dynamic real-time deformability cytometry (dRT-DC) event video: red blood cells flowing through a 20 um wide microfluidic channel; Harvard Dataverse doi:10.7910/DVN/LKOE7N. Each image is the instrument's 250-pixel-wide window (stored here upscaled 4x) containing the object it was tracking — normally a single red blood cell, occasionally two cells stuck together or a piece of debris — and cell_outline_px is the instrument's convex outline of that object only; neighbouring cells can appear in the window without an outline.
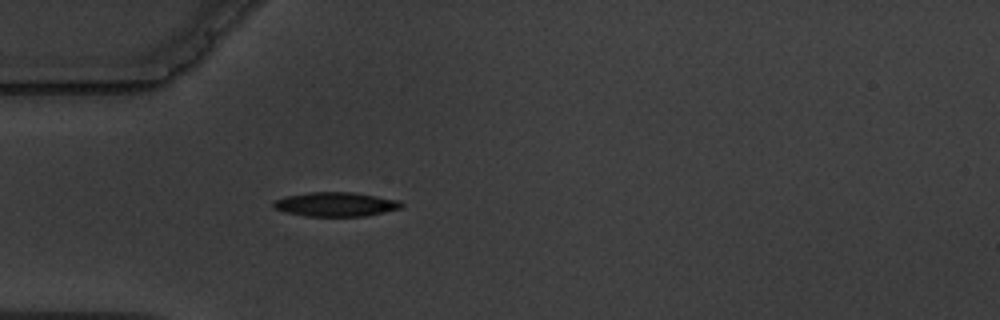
{"species": "common noctule bat (a hibernating species)", "species_latin": "Nyctalus noctula", "temperature_condition": "warm", "stored_images_in_passage": 4, "camera_frame_rate_fps": 3000, "um_per_image_px": 0.085, "animal": {"sex": "male", "body_mass_g": 19.5, "forearm_length_mm": 54.6}, "frame": {"image": 1, "passage_image": 4, "time_ms": 4.333, "image_size_px": [1000, 320], "cell_outline_px": [[404, 204], [400, 208], [364, 216], [304, 216], [284, 212], [276, 208], [272, 204], [276, 200], [284, 196], [312, 192], [352, 192], [400, 200]], "centroid_in_image_um": [28.52, 17.36], "position_along_channel_um": 56.5, "area_um2": 17.92}}